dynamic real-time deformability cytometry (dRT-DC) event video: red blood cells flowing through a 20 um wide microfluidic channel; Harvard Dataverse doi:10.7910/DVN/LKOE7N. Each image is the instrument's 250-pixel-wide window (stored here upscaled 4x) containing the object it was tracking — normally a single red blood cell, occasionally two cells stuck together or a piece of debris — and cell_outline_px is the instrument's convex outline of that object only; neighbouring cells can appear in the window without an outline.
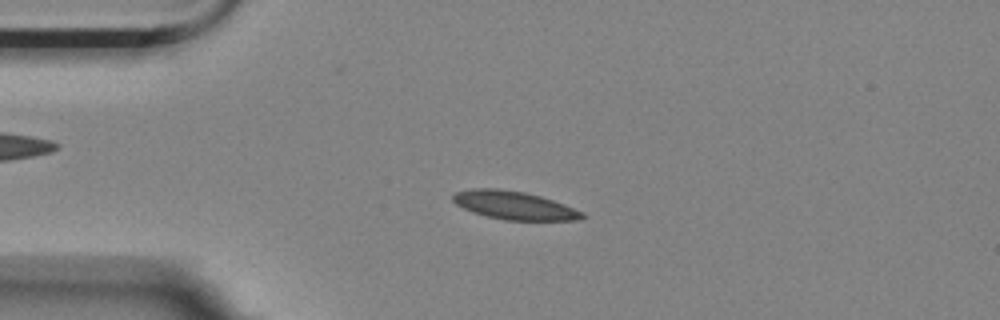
{"species": "Egyptian fruit bat (a non-hibernating species)", "species_latin": "Rousettus aegyptiacus", "temperature_condition": "room temperature", "stored_images_in_passage": 4, "camera_frame_rate_fps": 3000, "um_per_image_px": 0.085, "animal": {"sex": "female"}, "frame": {"image": 1, "passage_image": 3, "time_ms": 0.667, "image_size_px": [1000, 320], "cell_outline_px": [[584, 216], [576, 220], [504, 220], [472, 212], [456, 204], [452, 200], [452, 196], [456, 192], [472, 188], [496, 188], [524, 192], [540, 196], [564, 204], [584, 212]], "centroid_in_image_um": [43.68, 17.45], "position_along_channel_um": 41.3, "area_um2": 21.1}}